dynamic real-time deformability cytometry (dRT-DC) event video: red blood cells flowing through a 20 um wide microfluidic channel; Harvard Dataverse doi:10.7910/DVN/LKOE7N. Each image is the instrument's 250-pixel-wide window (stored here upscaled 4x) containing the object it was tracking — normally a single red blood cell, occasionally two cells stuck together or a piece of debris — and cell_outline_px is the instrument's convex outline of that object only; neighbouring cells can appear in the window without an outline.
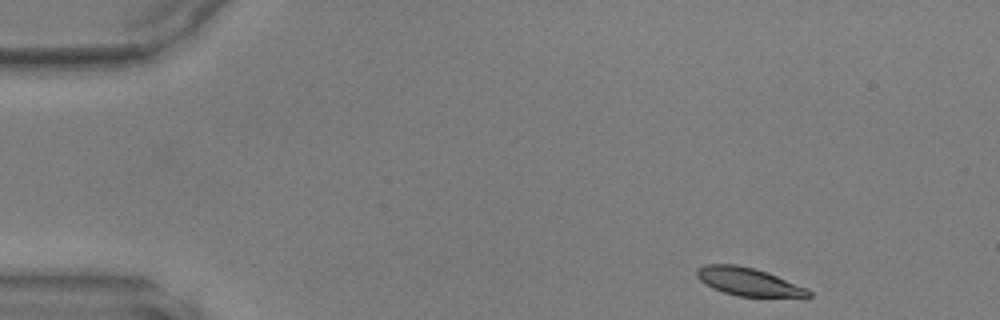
{"species": "common noctule bat (a hibernating species)", "species_latin": "Nyctalus noctula", "temperature_condition": "warm", "stored_images_in_passage": 44, "camera_frame_rate_fps": 3000, "um_per_image_px": 0.085, "animal": {"sex": "male", "body_mass_g": 17.9, "forearm_length_mm": 54.2}, "frame": {"image": 1, "passage_image": 1, "time_ms": 0.0, "image_size_px": [1000, 320], "cell_outline_px": [[812, 296], [808, 300], [736, 296], [712, 288], [704, 284], [696, 276], [696, 268], [704, 264], [736, 264], [768, 272], [808, 288], [812, 292]], "centroid_in_image_um": [63.75, 24.0], "position_along_channel_um": 21.2, "area_um2": 19.31}}
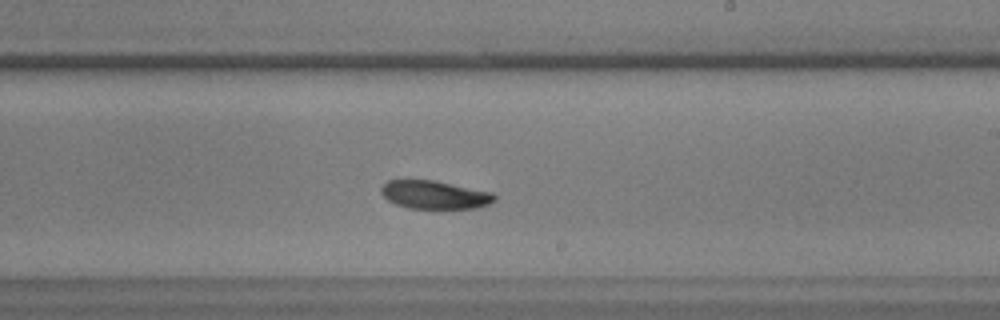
{"frame": {"image": 2, "passage_image": 24, "time_ms": 7.667, "image_size_px": [1000, 320], "cell_outline_px": [[496, 200], [488, 204], [476, 208], [408, 208], [396, 204], [388, 200], [380, 192], [380, 188], [388, 180], [408, 176], [436, 180], [492, 192], [496, 196]], "centroid_in_image_um": [36.87, 16.5], "position_along_channel_um": 252.1, "area_um2": 19.36}}
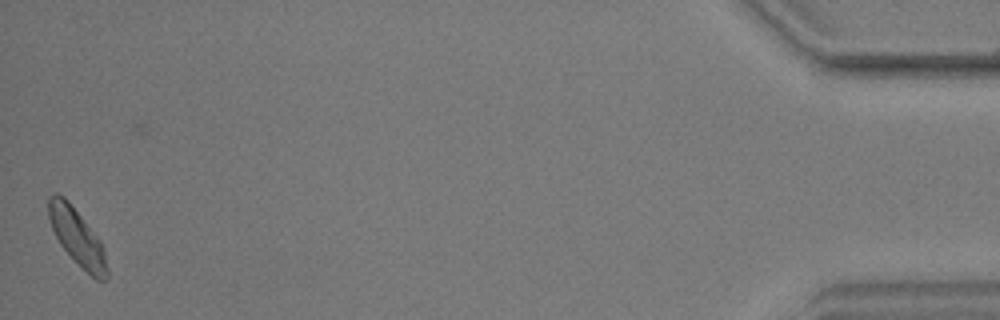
{"frame": {"image": 3, "passage_image": 43, "time_ms": 14.0, "image_size_px": [1000, 320], "cell_outline_px": [[108, 276], [104, 280], [96, 280], [60, 244], [52, 228], [48, 216], [48, 196], [56, 192], [64, 196], [68, 200], [100, 240], [104, 248], [108, 268]], "centroid_in_image_um": [6.56, 20.11], "position_along_channel_um": 428.6, "area_um2": 18.9}}